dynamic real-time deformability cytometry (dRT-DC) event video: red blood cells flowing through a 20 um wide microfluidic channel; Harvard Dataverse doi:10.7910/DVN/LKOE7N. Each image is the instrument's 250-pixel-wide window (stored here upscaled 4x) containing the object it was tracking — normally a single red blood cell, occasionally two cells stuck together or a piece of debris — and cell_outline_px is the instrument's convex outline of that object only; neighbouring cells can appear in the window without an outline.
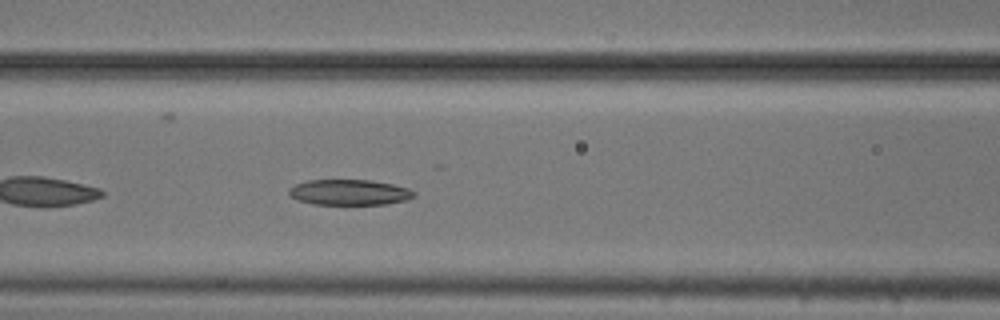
{"species": "common noctule bat (a hibernating species)", "species_latin": "Nyctalus noctula", "temperature_condition": "cold", "stored_images_in_passage": 39, "camera_frame_rate_fps": 3000, "um_per_image_px": 0.085, "animal": {"sex": "male", "body_mass_g": 20.5, "forearm_length_mm": 52.5}, "frame": {"image": 1, "passage_image": 8, "time_ms": 2.333, "image_size_px": [1000, 320], "cell_outline_px": [[416, 196], [408, 200], [388, 204], [312, 204], [296, 200], [288, 192], [288, 188], [296, 184], [308, 180], [372, 180], [392, 184], [408, 188], [416, 192]], "centroid_in_image_um": [29.72, 16.35], "position_along_channel_um": 136.9, "area_um2": 18.79}}
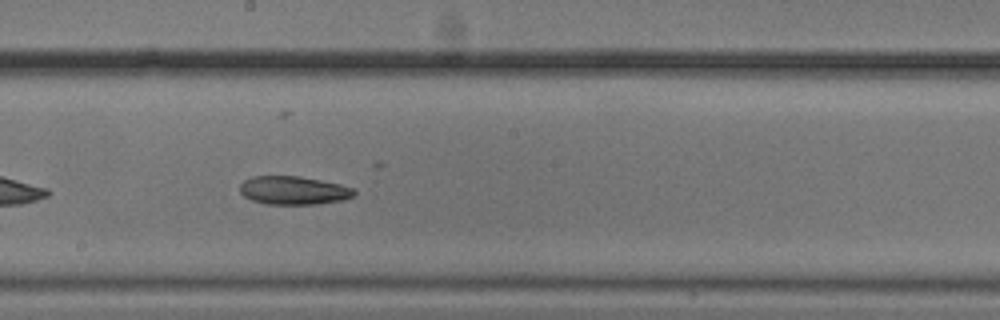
{"frame": {"image": 2, "passage_image": 15, "time_ms": 4.667, "image_size_px": [1000, 320], "cell_outline_px": [[356, 196], [344, 200], [316, 204], [268, 204], [252, 200], [244, 196], [240, 192], [240, 184], [244, 180], [252, 176], [300, 176], [340, 184], [352, 188], [356, 192]], "centroid_in_image_um": [24.97, 16.18], "position_along_channel_um": 223.2, "area_um2": 18.96}}
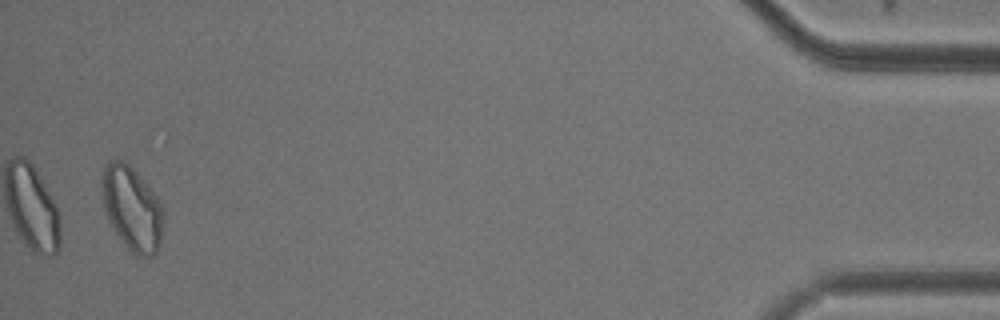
{"frame": {"image": 3, "passage_image": 38, "time_ms": 12.333, "image_size_px": [1000, 320], "cell_outline_px": [[164, 212], [160, 240], [156, 252], [152, 256], [136, 256], [120, 240], [112, 228], [104, 208], [100, 180], [104, 164], [108, 160], [124, 160], [136, 172], [156, 196]], "centroid_in_image_um": [11.18, 17.7], "position_along_channel_um": 424.0, "area_um2": 30.06}, "authors_computed_cell_mechanics": {"area_um2": 19.5942, "velocity_mm_per_s": 3.6987, "shape_relaxation_time_tau1_ms": 8.9365, "shape_relaxation_time_tau2_ms": null, "deformation_change_tau1": 0.1177, "deformation_change_tau2": null}}